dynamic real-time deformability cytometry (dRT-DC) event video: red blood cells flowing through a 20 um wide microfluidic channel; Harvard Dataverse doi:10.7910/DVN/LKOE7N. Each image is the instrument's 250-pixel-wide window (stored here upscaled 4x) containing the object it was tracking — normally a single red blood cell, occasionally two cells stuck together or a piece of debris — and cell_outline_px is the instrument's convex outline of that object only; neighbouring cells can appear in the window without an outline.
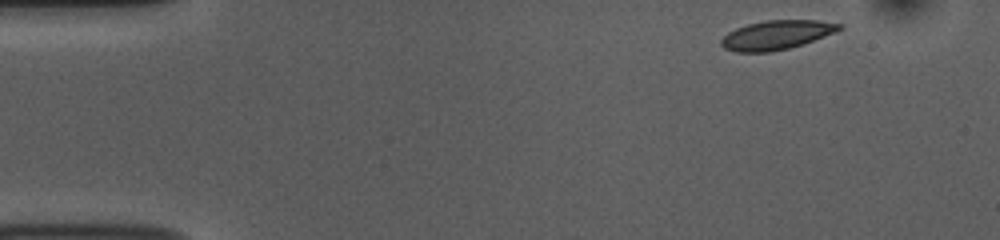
{"species": "common noctule bat (a hibernating species)", "species_latin": "Nyctalus noctula", "temperature_condition": "room temperature", "stored_images_in_passage": 10, "camera_frame_rate_fps": 3000, "um_per_image_px": 0.085, "animal": {"sex": "female", "body_mass_g": 10.0, "forearm_length_mm": 53.1}, "frame": {"image": 1, "passage_image": 1, "time_ms": 0.0, "image_size_px": [1000, 240], "cell_outline_px": [[844, 28], [836, 32], [788, 48], [768, 52], [736, 52], [724, 48], [720, 44], [720, 40], [728, 32], [736, 28], [748, 24], [764, 20], [816, 20], [844, 24]], "centroid_in_image_um": [65.99, 2.96], "position_along_channel_um": 19.0, "area_um2": 19.94}}